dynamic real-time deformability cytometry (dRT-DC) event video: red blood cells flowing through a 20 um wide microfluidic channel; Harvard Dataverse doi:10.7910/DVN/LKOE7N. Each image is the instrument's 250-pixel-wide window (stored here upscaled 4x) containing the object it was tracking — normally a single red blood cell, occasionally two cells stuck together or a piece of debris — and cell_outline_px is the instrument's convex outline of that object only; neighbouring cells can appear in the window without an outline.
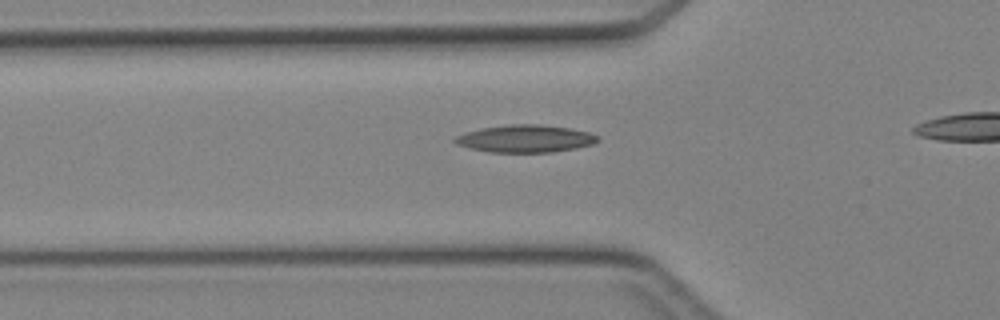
{"species": "Egyptian fruit bat (a non-hibernating species)", "species_latin": "Rousettus aegyptiacus", "temperature_condition": "cold", "stored_images_in_passage": 26, "camera_frame_rate_fps": 3000, "um_per_image_px": 0.085, "animal": {"sex": "female"}, "frame": {"image": 1, "passage_image": 4, "time_ms": 1.0, "image_size_px": [1000, 320], "cell_outline_px": [[600, 140], [592, 144], [576, 148], [552, 152], [488, 152], [456, 144], [452, 140], [456, 136], [464, 132], [480, 128], [508, 124], [536, 124], [568, 128], [588, 132], [600, 136]], "centroid_in_image_um": [44.64, 11.78], "position_along_channel_um": 81.2, "area_um2": 22.83}}
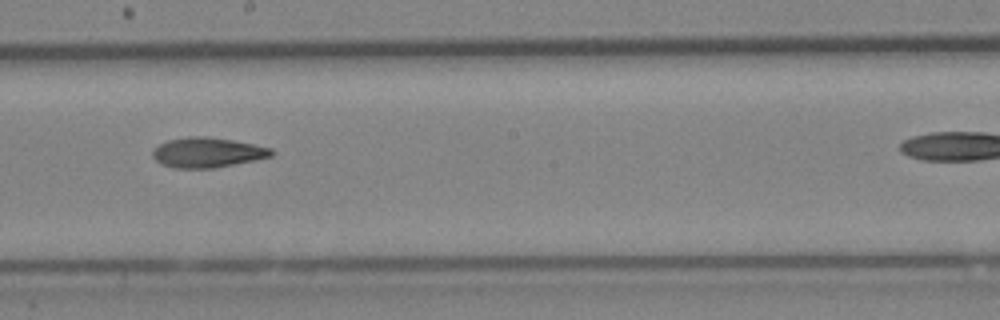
{"frame": {"image": 2, "passage_image": 14, "time_ms": 4.333, "image_size_px": [1000, 320], "cell_outline_px": [[276, 152], [272, 156], [212, 168], [172, 168], [160, 164], [152, 156], [152, 148], [168, 140], [188, 136], [204, 136], [232, 140], [272, 148]], "centroid_in_image_um": [17.58, 12.96], "position_along_channel_um": 230.6, "area_um2": 20.69}}
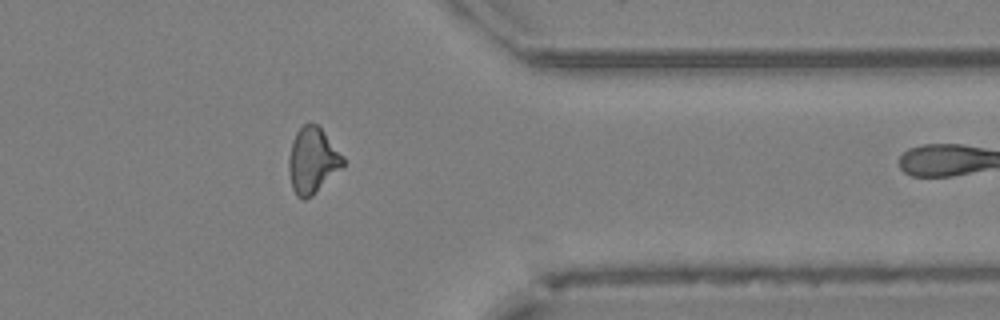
{"frame": {"image": 3, "passage_image": 25, "time_ms": 8.0, "image_size_px": [1000, 320], "cell_outline_px": [[344, 168], [312, 196], [304, 200], [300, 200], [296, 196], [292, 188], [288, 172], [288, 156], [292, 140], [296, 132], [308, 120], [320, 124], [344, 156]], "centroid_in_image_um": [26.58, 13.62], "position_along_channel_um": 384.8, "area_um2": 21.79}}